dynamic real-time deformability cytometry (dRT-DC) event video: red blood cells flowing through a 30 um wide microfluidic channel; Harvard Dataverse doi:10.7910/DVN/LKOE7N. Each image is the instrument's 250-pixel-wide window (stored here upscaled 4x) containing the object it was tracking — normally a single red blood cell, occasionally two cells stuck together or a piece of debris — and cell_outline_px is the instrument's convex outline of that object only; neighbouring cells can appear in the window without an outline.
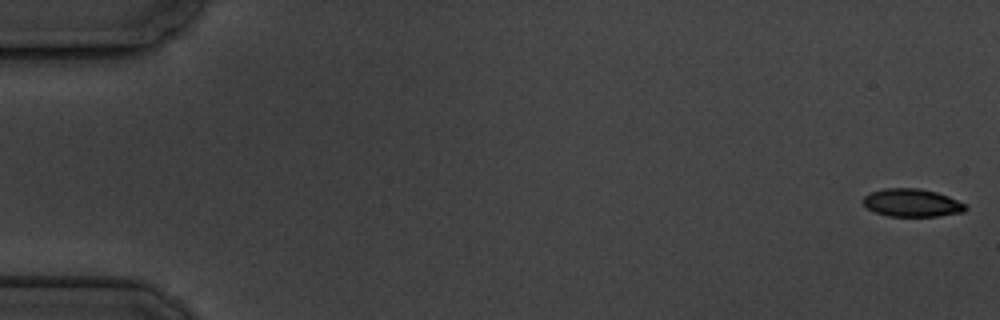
{"species": "common noctule bat (a hibernating species)", "species_latin": "Nyctalus noctula", "temperature_condition": "cold", "stored_images_in_passage": 8, "camera_frame_rate_fps": 3000, "um_per_image_px": 0.085, "animal": {"sex": "male", "body_mass_g": 19.5, "forearm_length_mm": 54.6}, "frame": {"image": 1, "passage_image": 1, "time_ms": 0.0, "image_size_px": [1000, 320], "cell_outline_px": [[968, 208], [964, 212], [936, 216], [888, 216], [876, 212], [868, 208], [864, 204], [864, 196], [872, 192], [884, 188], [920, 188], [936, 192], [948, 196], [968, 204]], "centroid_in_image_um": [77.57, 17.23], "position_along_channel_um": 7.4, "area_um2": 16.65}}
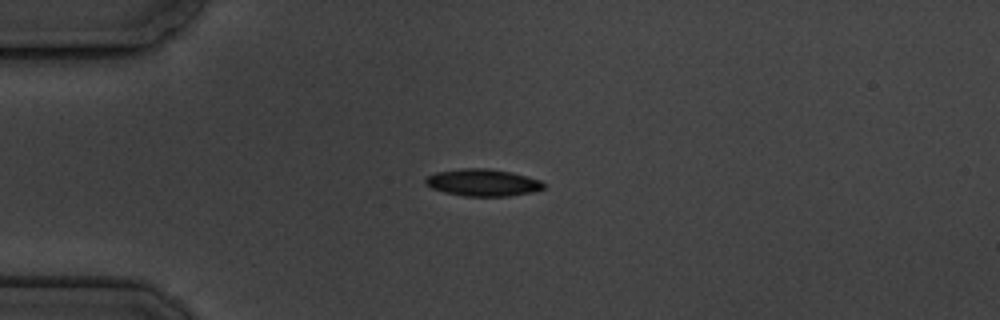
{"frame": {"image": 2, "passage_image": 5, "time_ms": 4.667, "image_size_px": [1000, 320], "cell_outline_px": [[544, 188], [532, 192], [508, 196], [464, 196], [444, 192], [432, 188], [424, 184], [424, 180], [428, 176], [436, 172], [464, 168], [488, 168], [512, 172], [540, 180], [544, 184]], "centroid_in_image_um": [41.01, 15.51], "position_along_channel_um": 44.0, "area_um2": 18.61}}
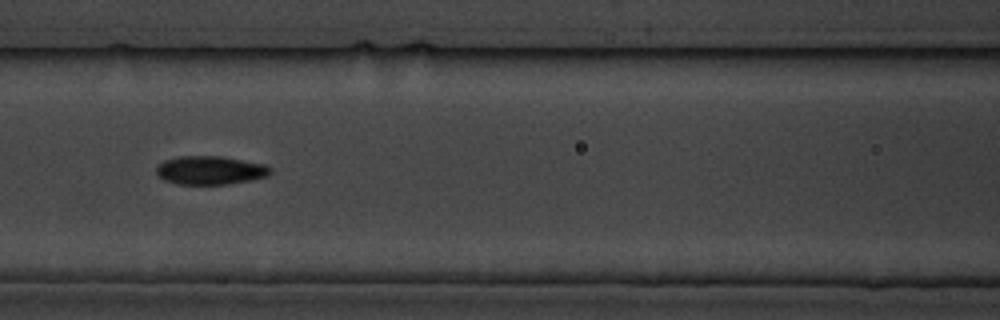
{"frame": {"image": 3, "passage_image": 8, "time_ms": 8.333, "image_size_px": [1000, 320], "cell_outline_px": [[272, 172], [268, 176], [252, 180], [228, 184], [176, 184], [164, 180], [156, 172], [156, 168], [164, 160], [180, 156], [220, 156], [264, 164], [272, 168]], "centroid_in_image_um": [17.89, 14.48], "position_along_channel_um": 148.7, "area_um2": 18.96}}